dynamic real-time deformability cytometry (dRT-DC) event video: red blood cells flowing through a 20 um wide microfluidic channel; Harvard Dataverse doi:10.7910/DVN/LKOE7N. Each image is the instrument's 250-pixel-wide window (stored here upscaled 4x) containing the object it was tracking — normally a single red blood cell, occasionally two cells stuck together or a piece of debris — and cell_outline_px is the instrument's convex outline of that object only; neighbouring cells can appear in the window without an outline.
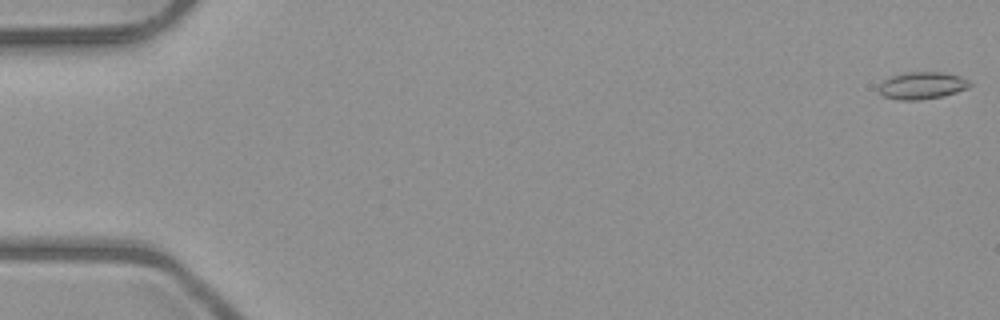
{"species": "common noctule bat (a hibernating species)", "species_latin": "Nyctalus noctula", "temperature_condition": "room temperature", "stored_images_in_passage": 52, "camera_frame_rate_fps": 3000, "um_per_image_px": 0.085, "animal": {"sex": "male", "body_mass_g": 23.1, "forearm_length_mm": 52.7}, "frame": {"image": 1, "passage_image": 1, "time_ms": 0.0, "image_size_px": [1000, 320], "cell_outline_px": [[972, 84], [968, 88], [944, 96], [920, 100], [900, 100], [884, 96], [880, 92], [880, 84], [884, 80], [892, 76], [904, 72], [940, 72], [960, 76], [968, 80]], "centroid_in_image_um": [78.4, 7.27], "position_along_channel_um": 6.6, "area_um2": 14.33}}
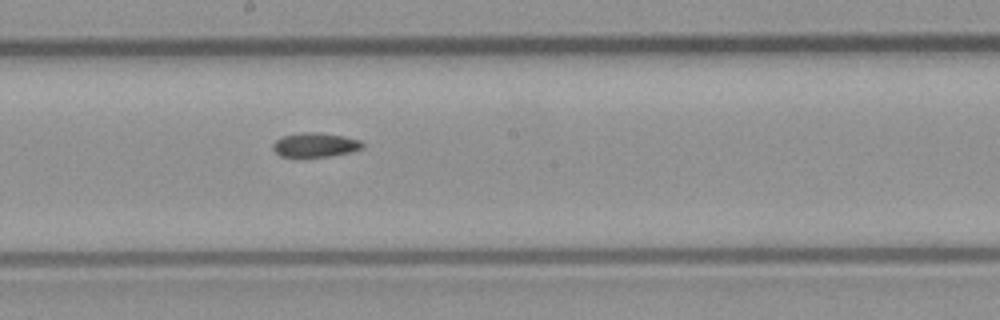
{"frame": {"image": 2, "passage_image": 29, "time_ms": 9.333, "image_size_px": [1000, 320], "cell_outline_px": [[364, 148], [348, 152], [328, 156], [280, 156], [272, 148], [272, 144], [276, 140], [284, 136], [304, 132], [320, 132], [344, 136], [360, 140], [364, 144]], "centroid_in_image_um": [26.81, 12.3], "position_along_channel_um": 221.4, "area_um2": 12.48}}
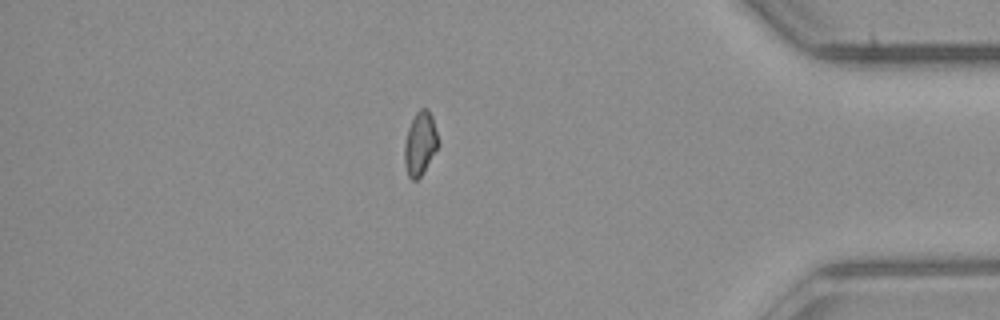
{"frame": {"image": 3, "passage_image": 45, "time_ms": 14.667, "image_size_px": [1000, 320], "cell_outline_px": [[440, 144], [420, 176], [416, 180], [412, 180], [408, 176], [404, 164], [404, 144], [408, 128], [416, 112], [420, 108], [428, 108], [432, 116]], "centroid_in_image_um": [35.71, 12.18], "position_along_channel_um": 399.5, "area_um2": 12.48}}